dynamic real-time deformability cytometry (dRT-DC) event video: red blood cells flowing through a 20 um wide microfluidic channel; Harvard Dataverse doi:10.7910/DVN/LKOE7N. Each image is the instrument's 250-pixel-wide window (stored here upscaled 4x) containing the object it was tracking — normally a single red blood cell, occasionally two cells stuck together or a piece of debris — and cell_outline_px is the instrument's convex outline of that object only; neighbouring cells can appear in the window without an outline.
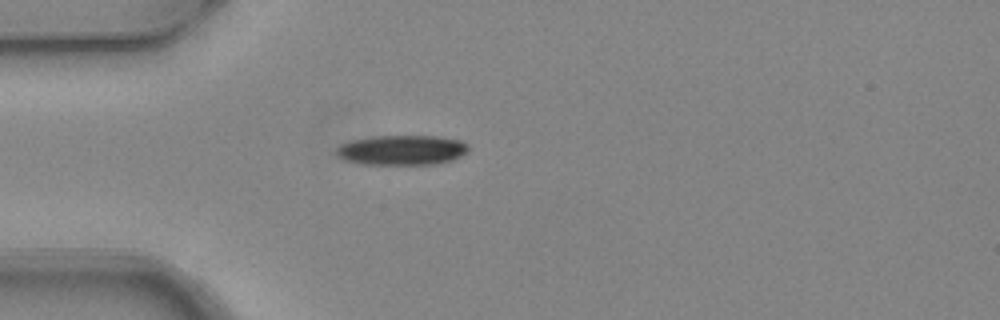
{"species": "common noctule bat (a hibernating species)", "species_latin": "Nyctalus noctula", "temperature_condition": "warm", "stored_images_in_passage": 4, "camera_frame_rate_fps": 3000, "um_per_image_px": 0.085, "animal": {"sex": "female", "body_mass_g": 24.6, "forearm_length_mm": 56.2}, "frame": {"image": 1, "passage_image": 4, "time_ms": 1.0, "image_size_px": [1000, 320], "cell_outline_px": [[468, 152], [452, 160], [432, 164], [364, 164], [344, 160], [336, 156], [336, 148], [340, 144], [348, 140], [376, 136], [440, 136], [464, 140], [468, 144]], "centroid_in_image_um": [34.16, 12.74], "position_along_channel_um": 50.8, "area_um2": 23.29}}